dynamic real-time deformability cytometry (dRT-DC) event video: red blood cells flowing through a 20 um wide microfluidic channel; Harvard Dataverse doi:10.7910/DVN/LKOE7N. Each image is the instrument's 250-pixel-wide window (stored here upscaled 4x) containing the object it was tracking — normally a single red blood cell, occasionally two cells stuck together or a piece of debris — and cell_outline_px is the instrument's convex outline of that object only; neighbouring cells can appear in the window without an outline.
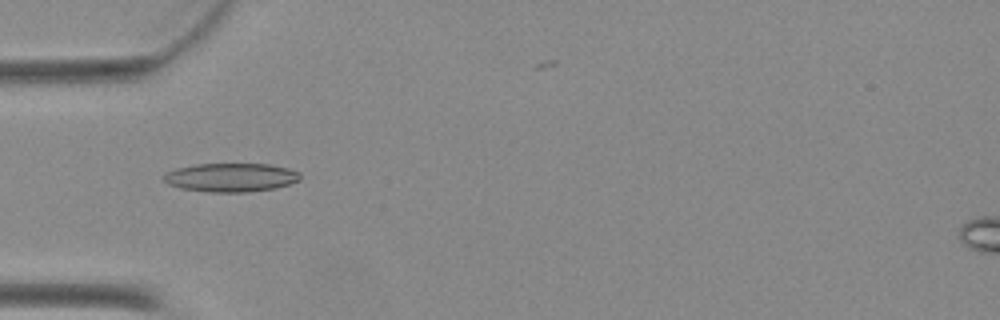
{"species": "Egyptian fruit bat (a non-hibernating species)", "species_latin": "Rousettus aegyptiacus", "temperature_condition": "warm", "stored_images_in_passage": 19, "camera_frame_rate_fps": 3000, "um_per_image_px": 0.085, "animal": {"sex": "female"}, "frame": {"image": 1, "passage_image": 2, "time_ms": 0.333, "image_size_px": [1000, 320], "cell_outline_px": [[300, 180], [276, 188], [248, 192], [208, 192], [180, 188], [168, 184], [164, 180], [164, 172], [176, 168], [196, 164], [272, 164], [288, 168], [300, 172]], "centroid_in_image_um": [19.63, 15.08], "position_along_channel_um": 65.4, "area_um2": 22.95}}
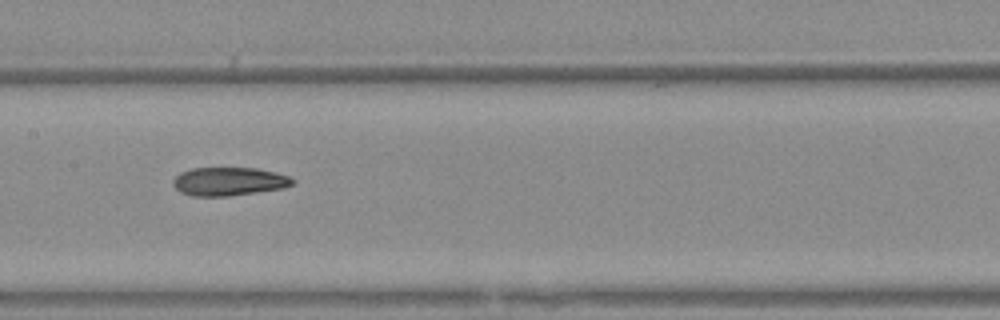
{"frame": {"image": 2, "passage_image": 11, "time_ms": 3.333, "image_size_px": [1000, 320], "cell_outline_px": [[296, 180], [292, 184], [284, 188], [228, 196], [192, 196], [180, 192], [172, 184], [172, 180], [180, 172], [192, 168], [256, 168], [288, 176]], "centroid_in_image_um": [19.42, 15.42], "position_along_channel_um": 188.0, "area_um2": 19.71}}
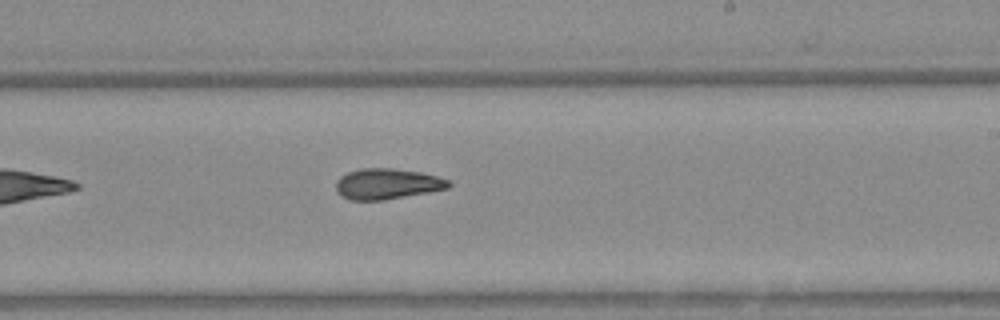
{"frame": {"image": 3, "passage_image": 16, "time_ms": 5.0, "image_size_px": [1000, 320], "cell_outline_px": [[452, 184], [448, 188], [428, 192], [384, 200], [348, 200], [340, 196], [336, 192], [336, 180], [340, 176], [348, 172], [360, 168], [392, 168], [420, 172], [436, 176], [448, 180]], "centroid_in_image_um": [32.86, 15.63], "position_along_channel_um": 256.1, "area_um2": 20.23}}